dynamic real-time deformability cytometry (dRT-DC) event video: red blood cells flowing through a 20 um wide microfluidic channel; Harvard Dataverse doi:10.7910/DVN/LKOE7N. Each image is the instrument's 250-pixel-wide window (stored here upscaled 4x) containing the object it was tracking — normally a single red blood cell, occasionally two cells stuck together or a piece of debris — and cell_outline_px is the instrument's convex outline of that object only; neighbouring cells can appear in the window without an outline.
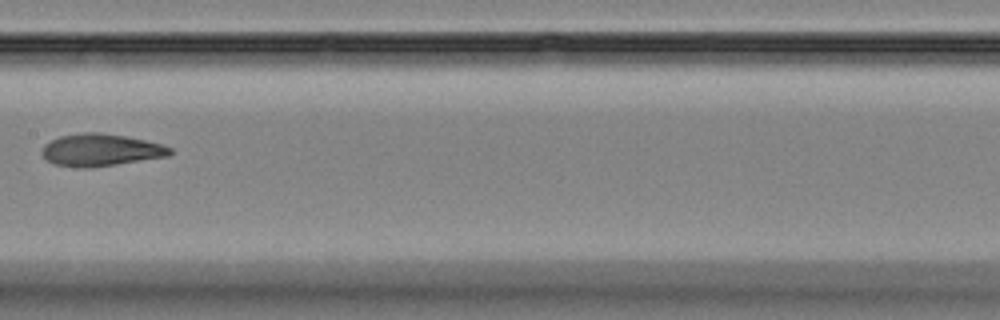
{"species": "Egyptian fruit bat (a non-hibernating species)", "species_latin": "Rousettus aegyptiacus", "temperature_condition": "room temperature", "stored_images_in_passage": 11, "camera_frame_rate_fps": 3000, "um_per_image_px": 0.085, "animal": {"sex": "female"}, "frame": {"image": 1, "passage_image": 8, "time_ms": 9.0, "image_size_px": [1000, 320], "cell_outline_px": [[172, 152], [168, 156], [92, 168], [76, 168], [56, 164], [48, 160], [40, 152], [44, 144], [60, 136], [84, 132], [100, 132], [124, 136], [144, 140], [160, 144], [172, 148]], "centroid_in_image_um": [8.54, 12.75], "position_along_channel_um": 198.9, "area_um2": 23.99}}
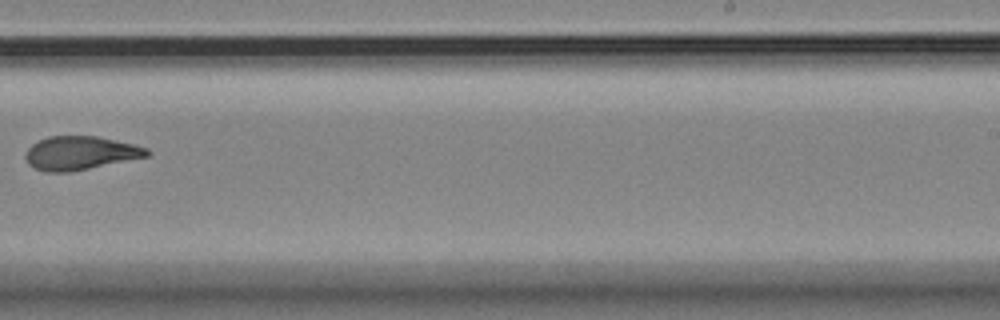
{"frame": {"image": 2, "passage_image": 10, "time_ms": 11.333, "image_size_px": [1000, 320], "cell_outline_px": [[152, 152], [148, 156], [68, 172], [48, 172], [36, 168], [28, 164], [24, 156], [24, 152], [32, 144], [48, 136], [96, 136], [132, 144], [148, 148]], "centroid_in_image_um": [6.79, 13.0], "position_along_channel_um": 282.2, "area_um2": 23.52}}
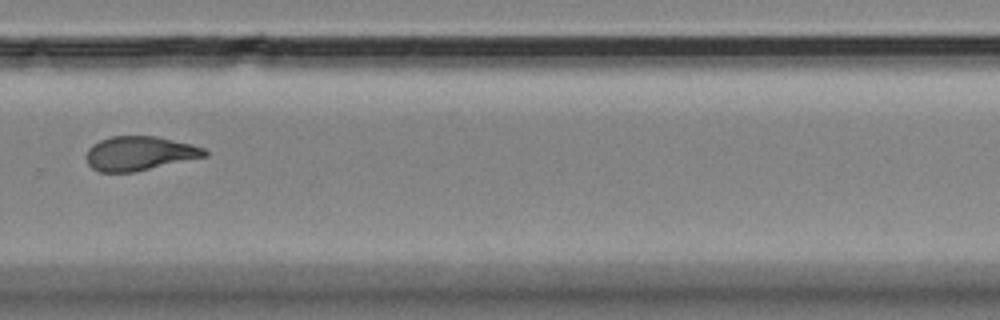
{"frame": {"image": 3, "passage_image": 11, "time_ms": 12.333, "image_size_px": [1000, 320], "cell_outline_px": [[208, 156], [136, 172], [100, 172], [92, 168], [88, 164], [88, 148], [92, 144], [100, 140], [112, 136], [156, 136], [192, 144], [204, 148], [208, 152]], "centroid_in_image_um": [11.89, 13.04], "position_along_channel_um": 317.9, "area_um2": 23.64}}